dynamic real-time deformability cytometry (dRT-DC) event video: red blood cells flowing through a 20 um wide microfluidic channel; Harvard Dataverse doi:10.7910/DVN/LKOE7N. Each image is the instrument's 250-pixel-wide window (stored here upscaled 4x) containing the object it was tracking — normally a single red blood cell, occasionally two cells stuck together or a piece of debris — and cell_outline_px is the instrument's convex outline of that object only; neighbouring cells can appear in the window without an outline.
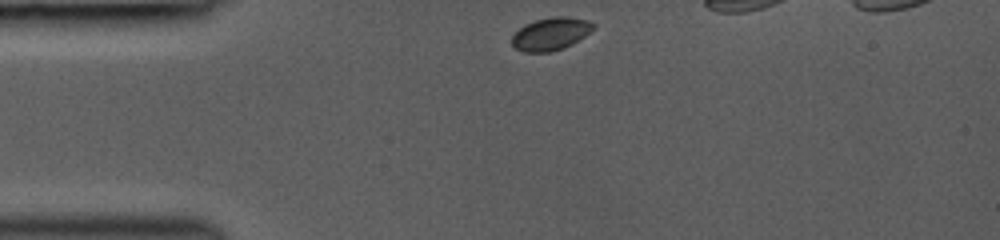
{"species": "common noctule bat (a hibernating species)", "species_latin": "Nyctalus noctula", "temperature_condition": "room temperature", "stored_images_in_passage": 32, "camera_frame_rate_fps": 3000, "um_per_image_px": 0.085, "animal": {"sex": "female", "body_mass_g": 19.0, "forearm_length_mm": 53.3}, "frame": {"image": 1, "passage_image": 1, "time_ms": 0.0, "image_size_px": [1000, 240], "cell_outline_px": [[596, 28], [572, 44], [564, 48], [552, 52], [524, 52], [516, 48], [512, 44], [512, 36], [524, 24], [536, 20], [552, 16], [568, 16], [588, 20], [596, 24]], "centroid_in_image_um": [46.85, 2.87], "position_along_channel_um": 38.2, "area_um2": 15.66}}
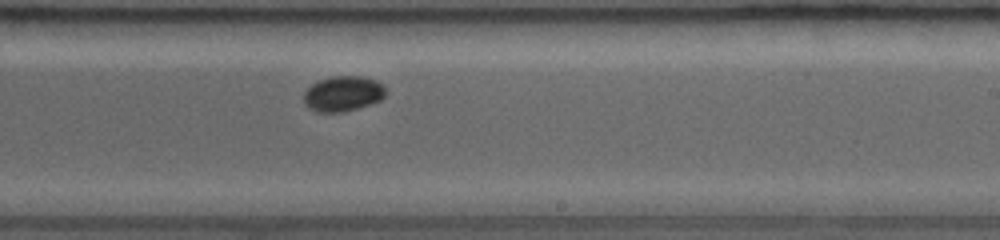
{"frame": {"image": 2, "passage_image": 19, "time_ms": 6.0, "image_size_px": [1000, 240], "cell_outline_px": [[384, 96], [380, 100], [372, 104], [344, 112], [320, 112], [308, 108], [304, 104], [304, 92], [312, 84], [320, 80], [332, 76], [360, 76], [376, 80], [384, 84]], "centroid_in_image_um": [29.15, 7.97], "position_along_channel_um": 259.8, "area_um2": 16.88}}
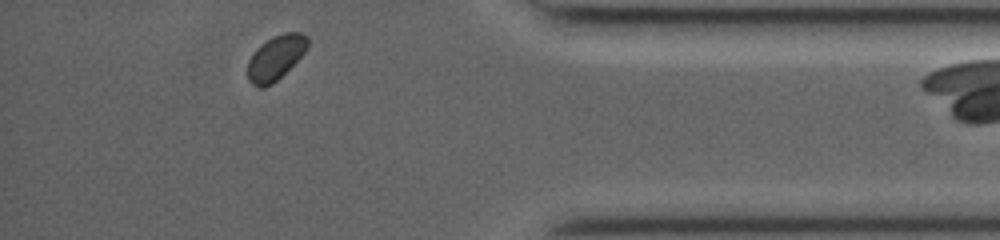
{"frame": {"image": 3, "passage_image": 31, "time_ms": 10.0, "image_size_px": [1000, 240], "cell_outline_px": [[308, 48], [272, 84], [264, 88], [260, 88], [252, 84], [248, 80], [248, 60], [256, 48], [260, 44], [272, 36], [284, 32], [300, 32], [308, 36]], "centroid_in_image_um": [23.41, 4.88], "position_along_channel_um": 411.8, "area_um2": 15.49}}